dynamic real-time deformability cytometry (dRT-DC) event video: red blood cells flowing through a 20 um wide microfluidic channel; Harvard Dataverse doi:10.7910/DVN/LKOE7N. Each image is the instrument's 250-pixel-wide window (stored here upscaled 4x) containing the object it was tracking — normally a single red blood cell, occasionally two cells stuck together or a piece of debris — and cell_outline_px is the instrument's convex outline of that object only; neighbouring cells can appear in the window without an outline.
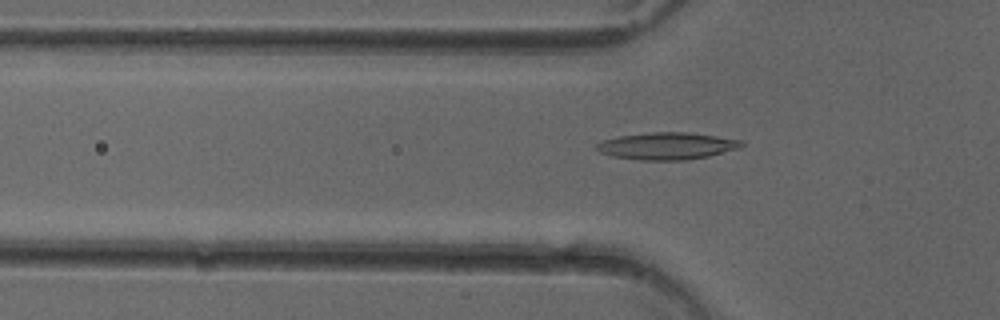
{"species": "common noctule bat (a hibernating species)", "species_latin": "Nyctalus noctula", "temperature_condition": "cold", "stored_images_in_passage": 51, "camera_frame_rate_fps": 3000, "um_per_image_px": 0.085, "animal": {"sex": "female"}, "frame": {"image": 1, "passage_image": 17, "time_ms": 5.333, "image_size_px": [1000, 320], "cell_outline_px": [[744, 144], [740, 148], [708, 156], [688, 160], [640, 160], [612, 156], [600, 152], [596, 148], [596, 144], [600, 140], [620, 136], [652, 132], [688, 132], [744, 140]], "centroid_in_image_um": [56.7, 12.4], "position_along_channel_um": 69.1, "area_um2": 22.95}}
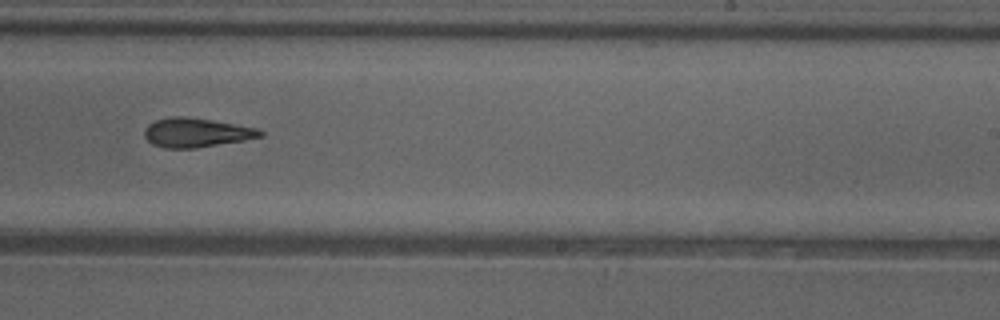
{"frame": {"image": 2, "passage_image": 32, "time_ms": 10.333, "image_size_px": [1000, 320], "cell_outline_px": [[264, 136], [244, 140], [196, 148], [164, 148], [152, 144], [144, 136], [144, 128], [148, 124], [156, 120], [172, 116], [184, 116], [212, 120], [256, 128], [264, 132]], "centroid_in_image_um": [16.66, 11.27], "position_along_channel_um": 272.3, "area_um2": 19.65}}
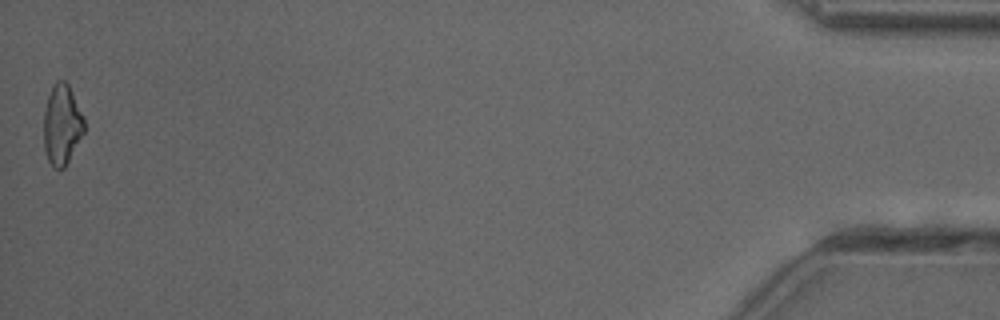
{"frame": {"image": 3, "passage_image": 51, "time_ms": 16.667, "image_size_px": [1000, 320], "cell_outline_px": [[84, 132], [64, 168], [52, 168], [48, 160], [44, 148], [44, 112], [48, 96], [52, 84], [56, 80], [64, 80], [68, 84], [84, 116]], "centroid_in_image_um": [5.26, 10.58], "position_along_channel_um": 429.9, "area_um2": 18.9}, "authors_computed_cell_mechanics": {"area_um2": 19.8254, "velocity_mm_per_s": 4.0474, "shape_relaxation_time_tau1_ms": 6.81, "shape_relaxation_time_tau2_ms": 4.9517, "deformation_change_tau1": 0.1858, "deformation_change_tau2": 0.1645}}